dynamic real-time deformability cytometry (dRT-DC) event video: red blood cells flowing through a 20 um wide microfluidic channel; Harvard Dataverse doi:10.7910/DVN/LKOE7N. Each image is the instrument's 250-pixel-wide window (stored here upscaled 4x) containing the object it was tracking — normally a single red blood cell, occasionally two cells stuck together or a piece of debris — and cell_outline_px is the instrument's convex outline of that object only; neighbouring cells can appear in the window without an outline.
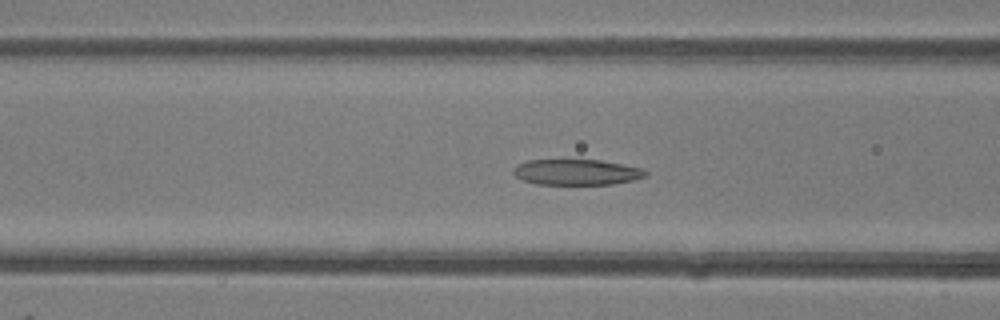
{"species": "common noctule bat (a hibernating species)", "species_latin": "Nyctalus noctula", "temperature_condition": "room temperature", "stored_images_in_passage": 51, "camera_frame_rate_fps": 3000, "um_per_image_px": 0.085, "animal": {"sex": "female"}, "frame": {"image": 1, "passage_image": 20, "time_ms": 6.333, "image_size_px": [1000, 320], "cell_outline_px": [[648, 176], [632, 180], [612, 184], [536, 184], [524, 180], [516, 176], [512, 172], [512, 168], [516, 164], [528, 160], [600, 160], [640, 168], [648, 172]], "centroid_in_image_um": [48.97, 14.63], "position_along_channel_um": 117.6, "area_um2": 19.71}}
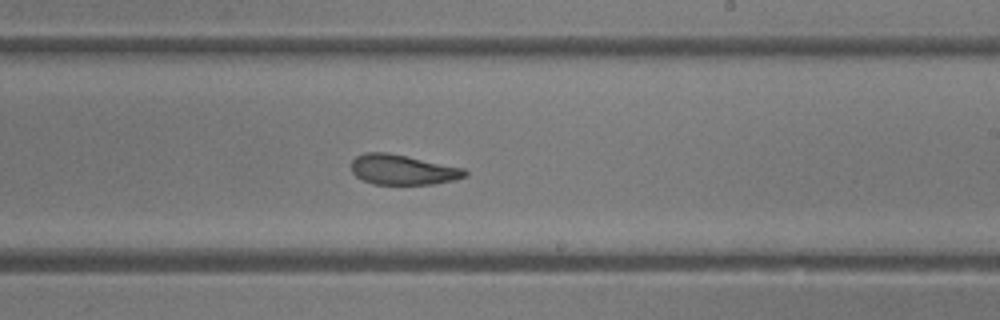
{"frame": {"image": 2, "passage_image": 30, "time_ms": 9.667, "image_size_px": [1000, 320], "cell_outline_px": [[468, 176], [456, 180], [432, 184], [372, 184], [356, 176], [352, 172], [352, 160], [356, 156], [364, 152], [388, 152], [464, 168], [468, 172]], "centroid_in_image_um": [34.25, 14.42], "position_along_channel_um": 254.8, "area_um2": 20.0}}
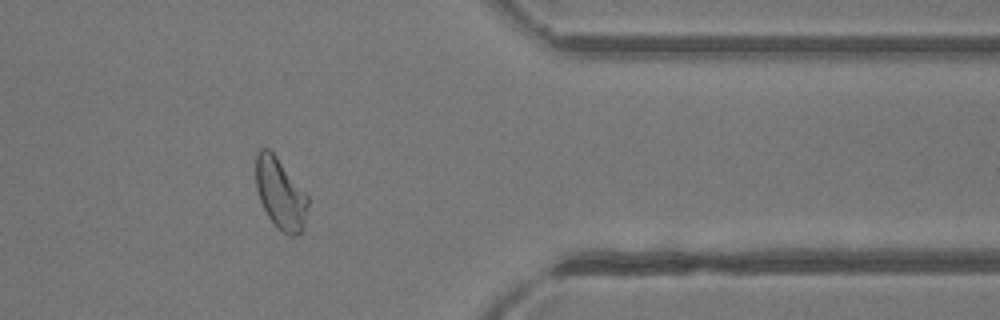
{"frame": {"image": 3, "passage_image": 41, "time_ms": 13.333, "image_size_px": [1000, 320], "cell_outline_px": [[308, 204], [304, 228], [296, 236], [288, 236], [276, 228], [268, 216], [260, 200], [256, 188], [256, 152], [260, 148], [268, 148], [276, 156], [308, 196]], "centroid_in_image_um": [23.83, 16.49], "position_along_channel_um": 387.6, "area_um2": 21.5}, "authors_computed_cell_mechanics": {"area_um2": 22.4264, "velocity_mm_per_s": 4.1185, "shape_relaxation_time_tau1_ms": null, "shape_relaxation_time_tau2_ms": 1.9701, "deformation_change_tau1": null, "deformation_change_tau2": 0.0955}}